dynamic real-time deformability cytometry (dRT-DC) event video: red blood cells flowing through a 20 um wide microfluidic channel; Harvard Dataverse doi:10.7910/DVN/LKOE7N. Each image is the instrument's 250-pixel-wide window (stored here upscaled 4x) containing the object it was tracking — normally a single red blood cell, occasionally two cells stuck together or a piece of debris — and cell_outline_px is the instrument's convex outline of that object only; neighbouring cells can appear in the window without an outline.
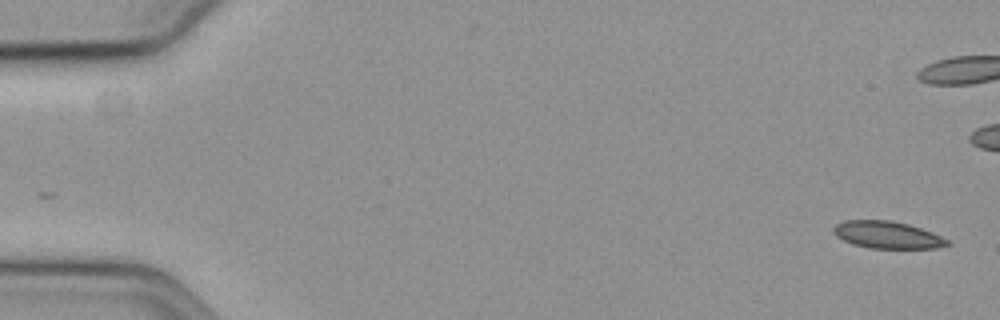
{"species": "common noctule bat (a hibernating species)", "species_latin": "Nyctalus noctula", "temperature_condition": "cold", "stored_images_in_passage": 14, "camera_frame_rate_fps": 3000, "um_per_image_px": 0.085, "animal": {"sex": "female", "body_mass_g": 19.3, "forearm_length_mm": 54.1}, "frame": {"image": 1, "passage_image": 1, "time_ms": 0.0, "image_size_px": [1000, 320], "cell_outline_px": [[952, 244], [936, 248], [868, 248], [852, 244], [836, 236], [832, 232], [832, 228], [836, 224], [844, 220], [892, 220], [908, 224], [932, 232], [948, 240]], "centroid_in_image_um": [75.4, 19.96], "position_along_channel_um": 9.6, "area_um2": 18.09}}